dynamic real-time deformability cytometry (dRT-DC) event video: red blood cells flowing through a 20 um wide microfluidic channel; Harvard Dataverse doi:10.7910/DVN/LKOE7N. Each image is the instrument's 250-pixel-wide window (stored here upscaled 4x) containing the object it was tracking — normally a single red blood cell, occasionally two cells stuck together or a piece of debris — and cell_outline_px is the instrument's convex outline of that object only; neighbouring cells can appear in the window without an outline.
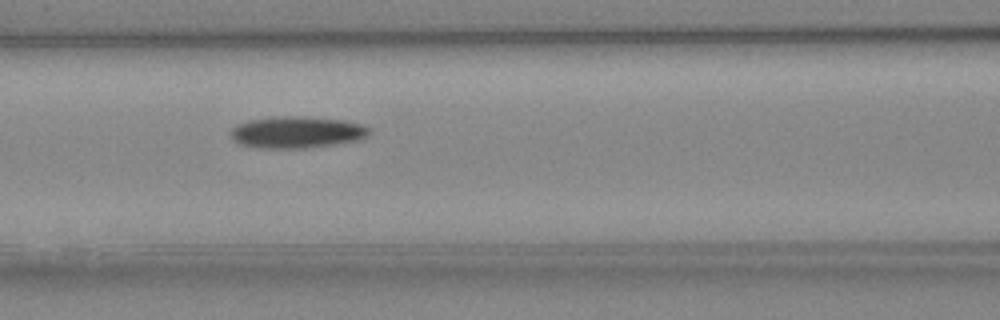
{"species": "Egyptian fruit bat (a non-hibernating species)", "species_latin": "Rousettus aegyptiacus", "temperature_condition": "cold", "stored_images_in_passage": 9, "camera_frame_rate_fps": 3000, "um_per_image_px": 0.085, "animal": {"sex": "female"}, "frame": {"image": 1, "passage_image": 6, "time_ms": 1.667, "image_size_px": [1000, 320], "cell_outline_px": [[372, 132], [368, 136], [356, 140], [332, 144], [304, 148], [256, 148], [240, 144], [232, 140], [232, 128], [236, 124], [248, 120], [272, 116], [304, 116], [344, 120], [364, 124]], "centroid_in_image_um": [25.21, 11.22], "position_along_channel_um": 141.4, "area_um2": 25.78}}
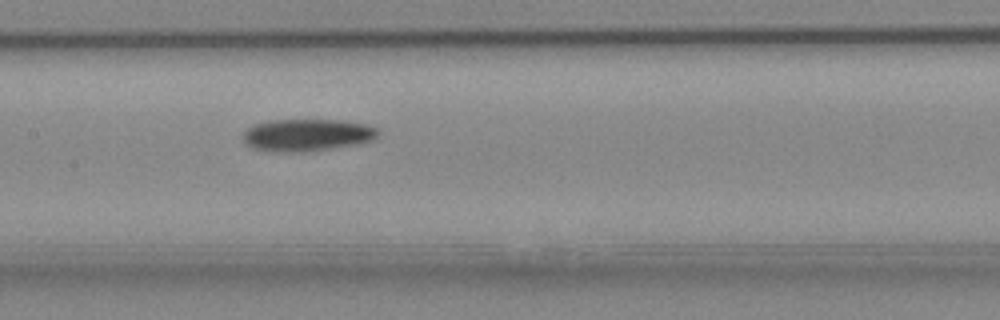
{"frame": {"image": 2, "passage_image": 9, "time_ms": 2.667, "image_size_px": [1000, 320], "cell_outline_px": [[380, 132], [372, 140], [356, 144], [332, 148], [304, 152], [276, 152], [252, 148], [240, 136], [252, 124], [268, 120], [344, 120], [368, 124], [376, 128]], "centroid_in_image_um": [26.08, 11.47], "position_along_channel_um": 181.3, "area_um2": 25.55}}